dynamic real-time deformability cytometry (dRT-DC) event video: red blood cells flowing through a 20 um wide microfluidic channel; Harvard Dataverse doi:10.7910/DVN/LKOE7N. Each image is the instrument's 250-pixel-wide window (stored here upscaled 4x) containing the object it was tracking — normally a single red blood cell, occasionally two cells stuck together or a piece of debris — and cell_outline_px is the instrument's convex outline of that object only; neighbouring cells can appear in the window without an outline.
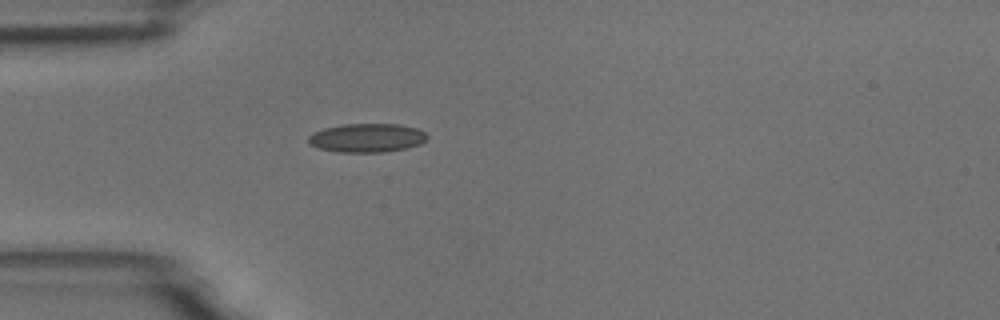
{"species": "common noctule bat (a hibernating species)", "species_latin": "Nyctalus noctula", "temperature_condition": "room temperature", "stored_images_in_passage": 1, "camera_frame_rate_fps": 3000, "um_per_image_px": 0.085, "animal": {"sex": "male", "body_mass_g": 18.8}, "frame": {"image": 1, "passage_image": 1, "time_ms": 0.0, "image_size_px": [1000, 320], "cell_outline_px": [[428, 136], [420, 144], [404, 148], [384, 152], [340, 152], [320, 148], [312, 144], [308, 140], [308, 136], [312, 132], [324, 128], [344, 124], [400, 124], [416, 128], [424, 132]], "centroid_in_image_um": [31.18, 11.71], "position_along_channel_um": 53.8, "area_um2": 19.71}}